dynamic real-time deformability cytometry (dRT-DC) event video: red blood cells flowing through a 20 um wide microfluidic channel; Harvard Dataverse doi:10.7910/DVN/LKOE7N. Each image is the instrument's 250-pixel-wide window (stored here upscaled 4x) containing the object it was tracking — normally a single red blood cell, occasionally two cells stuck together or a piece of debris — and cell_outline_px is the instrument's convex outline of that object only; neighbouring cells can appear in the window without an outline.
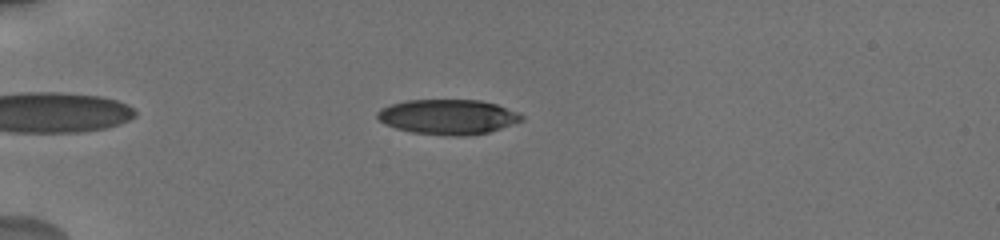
{"species": "human", "species_latin": "Homo sapiens", "temperature_condition": "cold", "stored_images_in_passage": 8, "camera_frame_rate_fps": 3000, "um_per_image_px": 0.085, "donor": {"sex": "male"}, "frame": {"image": 1, "passage_image": 5, "time_ms": 2.0, "image_size_px": [1000, 240], "cell_outline_px": [[524, 120], [488, 132], [468, 136], [452, 136], [412, 132], [396, 128], [384, 124], [376, 116], [376, 112], [380, 108], [392, 104], [408, 100], [480, 100], [496, 104], [520, 112], [524, 116]], "centroid_in_image_um": [38.09, 9.93], "position_along_channel_um": 46.9, "area_um2": 29.48}}
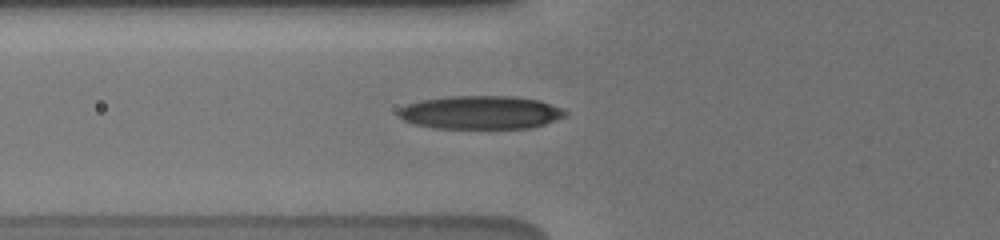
{"frame": {"image": 2, "passage_image": 8, "time_ms": 4.0, "image_size_px": [1000, 240], "cell_outline_px": [[568, 112], [564, 116], [544, 124], [528, 128], [436, 128], [416, 124], [404, 120], [396, 112], [400, 108], [408, 104], [420, 100], [448, 96], [516, 96], [540, 100], [564, 108]], "centroid_in_image_um": [40.88, 9.54], "position_along_channel_um": 84.9, "area_um2": 32.43}}